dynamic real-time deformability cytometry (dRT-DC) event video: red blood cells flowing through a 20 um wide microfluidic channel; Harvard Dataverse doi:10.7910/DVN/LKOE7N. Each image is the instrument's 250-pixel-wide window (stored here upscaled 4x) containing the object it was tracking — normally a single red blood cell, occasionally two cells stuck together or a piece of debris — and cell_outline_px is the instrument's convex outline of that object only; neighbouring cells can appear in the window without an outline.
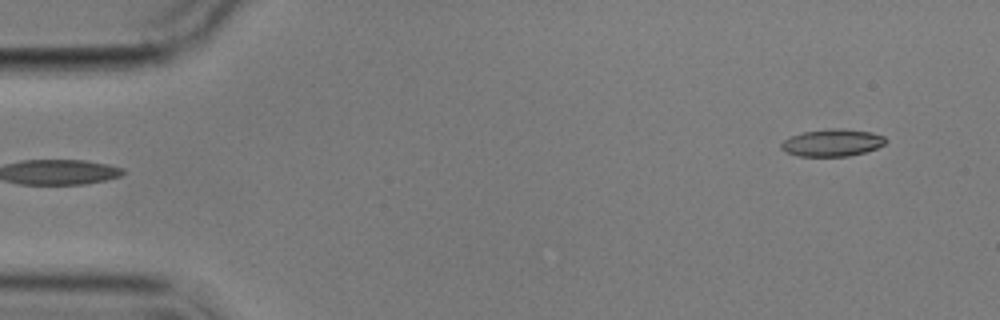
{"species": "common noctule bat (a hibernating species)", "species_latin": "Nyctalus noctula", "temperature_condition": "cold", "stored_images_in_passage": 2, "camera_frame_rate_fps": 3000, "um_per_image_px": 0.085, "animal": {"sex": "male", "body_mass_g": 17.9}, "frame": {"image": 1, "passage_image": 2, "time_ms": 1.0, "image_size_px": [1000, 320], "cell_outline_px": [[888, 140], [884, 144], [876, 148], [864, 152], [848, 156], [796, 156], [780, 148], [780, 144], [784, 140], [792, 136], [804, 132], [828, 128], [836, 128], [872, 132], [884, 136]], "centroid_in_image_um": [70.75, 12.13], "position_along_channel_um": 14.3, "area_um2": 16.47}}